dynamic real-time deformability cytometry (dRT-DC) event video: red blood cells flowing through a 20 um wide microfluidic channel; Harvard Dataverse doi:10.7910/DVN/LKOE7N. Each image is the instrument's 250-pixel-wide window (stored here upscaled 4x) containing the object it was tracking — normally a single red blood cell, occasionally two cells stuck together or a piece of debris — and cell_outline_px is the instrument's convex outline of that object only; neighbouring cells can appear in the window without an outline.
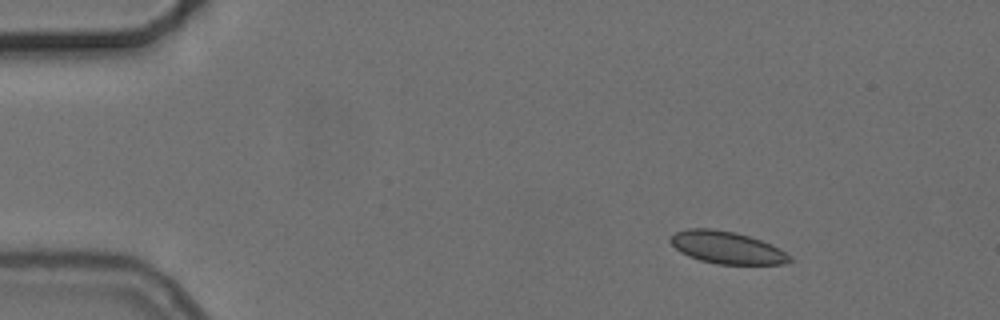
{"species": "common noctule bat (a hibernating species)", "species_latin": "Nyctalus noctula", "temperature_condition": "cold", "stored_images_in_passage": 16, "camera_frame_rate_fps": 3000, "um_per_image_px": 0.085, "animal": {"sex": "female", "body_mass_g": 24.6, "forearm_length_mm": 56.2}, "frame": {"image": 1, "passage_image": 7, "time_ms": 2.0, "image_size_px": [1000, 320], "cell_outline_px": [[792, 260], [784, 264], [716, 264], [700, 260], [688, 256], [680, 252], [668, 240], [676, 232], [688, 228], [712, 228], [736, 232], [760, 240], [792, 256]], "centroid_in_image_um": [61.74, 21.04], "position_along_channel_um": 23.3, "area_um2": 22.25}}